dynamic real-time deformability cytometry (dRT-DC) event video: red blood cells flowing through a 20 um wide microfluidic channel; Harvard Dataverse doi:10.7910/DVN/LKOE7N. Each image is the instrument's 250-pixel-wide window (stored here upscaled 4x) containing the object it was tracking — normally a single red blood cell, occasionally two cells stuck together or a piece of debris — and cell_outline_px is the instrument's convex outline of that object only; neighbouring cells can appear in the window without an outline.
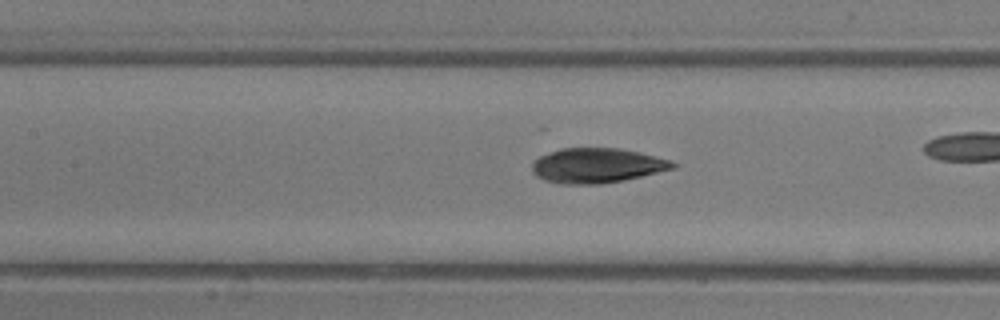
{"species": "common noctule bat (a hibernating species)", "species_latin": "Nyctalus noctula", "temperature_condition": "room temperature", "stored_images_in_passage": 35, "camera_frame_rate_fps": 3000, "um_per_image_px": 0.085, "animal": {"sex": "male", "body_mass_g": 13.3}, "frame": {"image": 1, "passage_image": 20, "time_ms": 6.333, "image_size_px": [1000, 320], "cell_outline_px": [[676, 168], [624, 180], [600, 184], [560, 184], [544, 180], [536, 176], [532, 172], [532, 164], [540, 156], [560, 148], [620, 148], [640, 152], [672, 160], [676, 164]], "centroid_in_image_um": [50.75, 14.07], "position_along_channel_um": 156.6, "area_um2": 28.67}}